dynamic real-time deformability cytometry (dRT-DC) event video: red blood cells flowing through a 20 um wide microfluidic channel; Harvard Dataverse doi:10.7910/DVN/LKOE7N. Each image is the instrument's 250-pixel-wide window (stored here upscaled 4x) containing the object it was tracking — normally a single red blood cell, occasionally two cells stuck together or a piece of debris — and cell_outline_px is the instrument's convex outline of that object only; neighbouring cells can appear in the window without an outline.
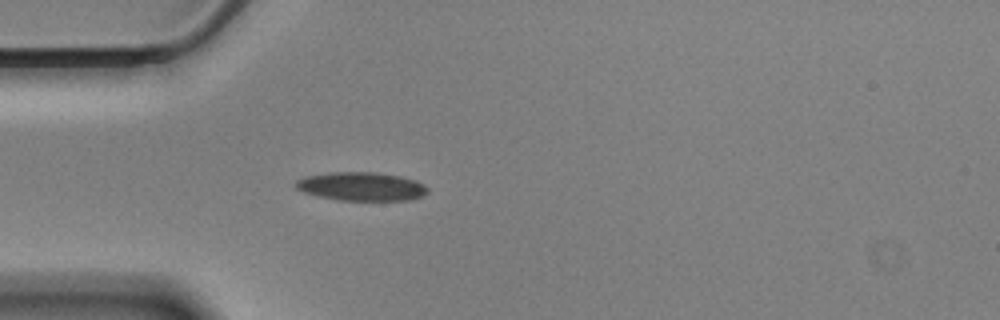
{"species": "Egyptian fruit bat (a non-hibernating species)", "species_latin": "Rousettus aegyptiacus", "temperature_condition": "cold", "stored_images_in_passage": 42, "camera_frame_rate_fps": 3000, "um_per_image_px": 0.085, "animal": {"sex": "male"}, "frame": {"image": 1, "passage_image": 1, "time_ms": 0.0, "image_size_px": [1000, 320], "cell_outline_px": [[428, 192], [420, 196], [408, 200], [340, 200], [320, 196], [304, 192], [296, 188], [296, 180], [304, 176], [328, 172], [376, 172], [400, 176], [416, 180], [424, 184], [428, 188]], "centroid_in_image_um": [30.72, 15.83], "position_along_channel_um": 54.3, "area_um2": 21.91}}
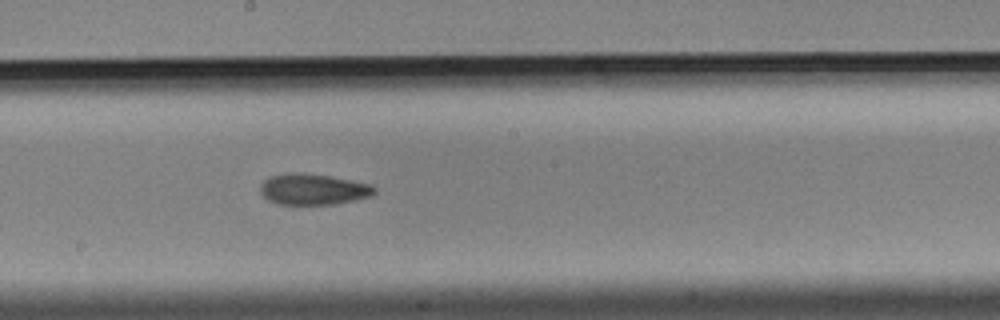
{"frame": {"image": 2, "passage_image": 16, "time_ms": 5.0, "image_size_px": [1000, 320], "cell_outline_px": [[376, 192], [372, 196], [356, 200], [336, 204], [276, 204], [268, 200], [260, 192], [260, 184], [264, 180], [272, 176], [292, 172], [296, 172], [328, 176], [352, 180], [372, 184], [376, 188]], "centroid_in_image_um": [26.65, 16.1], "position_along_channel_um": 221.6, "area_um2": 20.69}}
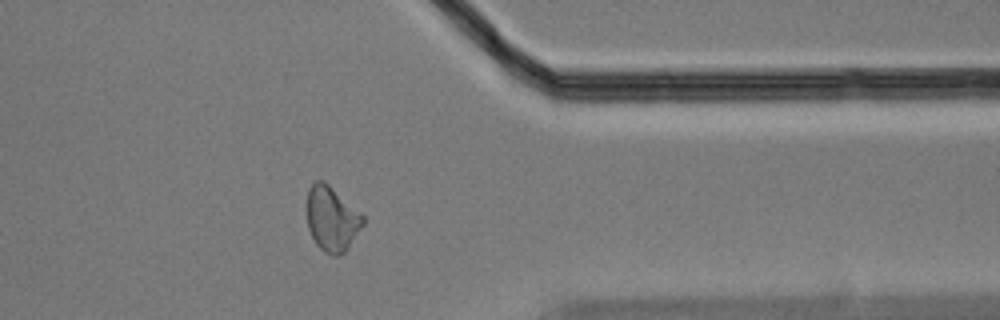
{"frame": {"image": 3, "passage_image": 31, "time_ms": 10.0, "image_size_px": [1000, 320], "cell_outline_px": [[364, 224], [348, 248], [340, 256], [332, 256], [324, 252], [316, 244], [308, 228], [304, 208], [308, 188], [316, 180], [324, 180], [364, 216]], "centroid_in_image_um": [28.16, 18.59], "position_along_channel_um": 383.2, "area_um2": 21.62}, "authors_computed_cell_mechanics": {"area_um2": 21.1548, "velocity_mm_per_s": 3.4673, "shape_relaxation_time_tau1_ms": 8.4496, "shape_relaxation_time_tau2_ms": 5.2767, "deformation_change_tau1": 0.1662, "deformation_change_tau2": 0.1124}}